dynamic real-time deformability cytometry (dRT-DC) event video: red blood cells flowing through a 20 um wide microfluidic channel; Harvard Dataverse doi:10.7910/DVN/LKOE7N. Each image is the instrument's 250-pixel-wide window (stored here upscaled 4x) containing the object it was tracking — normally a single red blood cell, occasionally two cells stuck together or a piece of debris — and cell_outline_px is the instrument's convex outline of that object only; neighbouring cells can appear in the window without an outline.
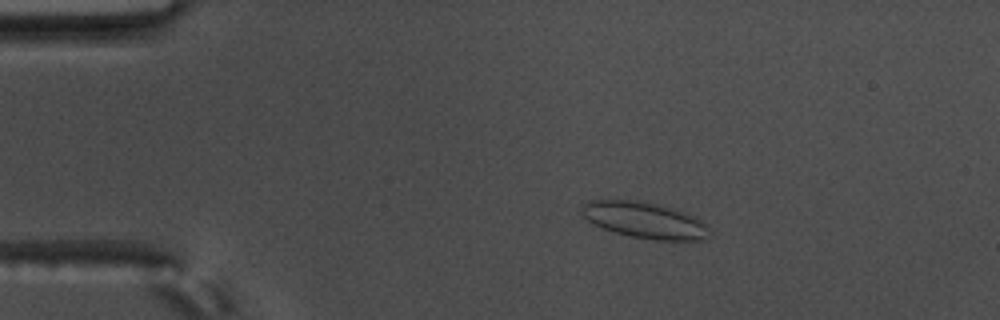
{"species": "common noctule bat (a hibernating species)", "species_latin": "Nyctalus noctula", "temperature_condition": "warm", "stored_images_in_passage": 58, "camera_frame_rate_fps": 3000, "um_per_image_px": 0.085, "animal": {"sex": "male", "body_mass_g": 17.5, "forearm_length_mm": 52.3}, "frame": {"image": 1, "passage_image": 12, "time_ms": 3.667, "image_size_px": [1000, 320], "cell_outline_px": [[712, 232], [704, 240], [656, 240], [632, 236], [616, 232], [592, 224], [580, 212], [580, 204], [588, 200], [644, 200], [660, 204], [696, 216], [708, 224]], "centroid_in_image_um": [54.82, 18.69], "position_along_channel_um": 30.2, "area_um2": 27.4}}
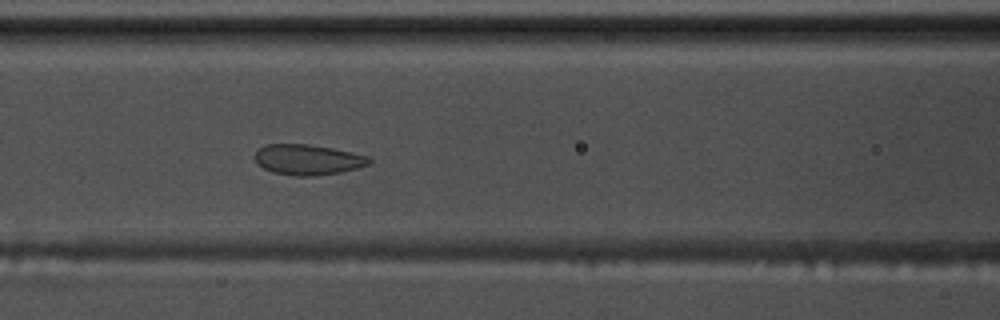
{"frame": {"image": 2, "passage_image": 26, "time_ms": 8.333, "image_size_px": [1000, 320], "cell_outline_px": [[372, 160], [368, 164], [356, 168], [340, 172], [312, 176], [296, 176], [272, 172], [256, 164], [252, 156], [264, 144], [308, 144], [332, 148], [352, 152], [368, 156]], "centroid_in_image_um": [26.11, 13.56], "position_along_channel_um": 140.5, "area_um2": 20.35}}
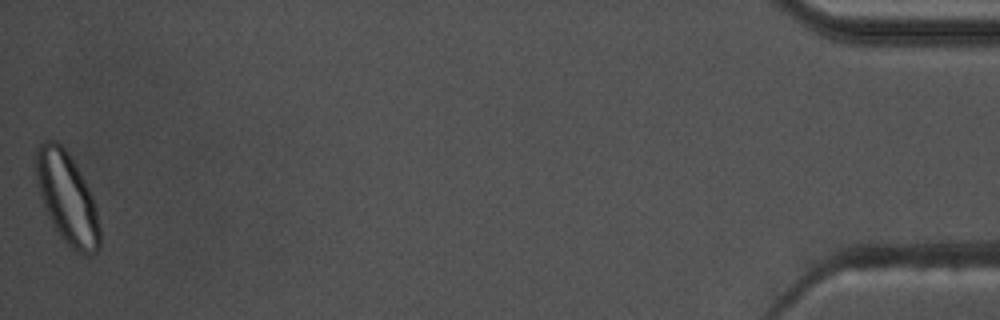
{"frame": {"image": 3, "passage_image": 58, "time_ms": 19.0, "image_size_px": [1000, 320], "cell_outline_px": [[100, 248], [96, 252], [84, 256], [72, 248], [56, 232], [48, 216], [40, 196], [36, 176], [36, 148], [44, 140], [56, 140], [64, 148], [72, 160], [84, 180], [92, 196], [96, 208], [100, 228]], "centroid_in_image_um": [5.7, 16.87], "position_along_channel_um": 429.5, "area_um2": 33.64}, "authors_computed_cell_mechanics": {"area_um2": 24.7673, "velocity_mm_per_s": 3.6015, "shape_relaxation_time_tau1_ms": null, "shape_relaxation_time_tau2_ms": 0.685, "deformation_change_tau1": null, "deformation_change_tau2": 0.0445}}